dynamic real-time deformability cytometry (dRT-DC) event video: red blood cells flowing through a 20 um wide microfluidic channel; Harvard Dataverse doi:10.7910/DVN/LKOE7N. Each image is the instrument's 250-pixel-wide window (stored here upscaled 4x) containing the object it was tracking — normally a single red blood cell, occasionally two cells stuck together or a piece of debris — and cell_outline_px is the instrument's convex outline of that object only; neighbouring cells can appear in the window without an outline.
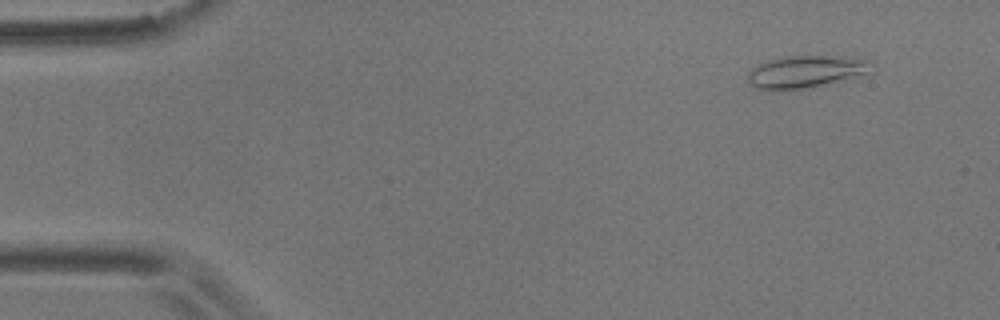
{"species": "common noctule bat (a hibernating species)", "species_latin": "Nyctalus noctula", "temperature_condition": "room temperature", "stored_images_in_passage": 6, "camera_frame_rate_fps": 3000, "um_per_image_px": 0.085, "animal": {"sex": "male", "body_mass_g": 17.9}, "frame": {"image": 1, "passage_image": 2, "time_ms": 1.333, "image_size_px": [1000, 320], "cell_outline_px": [[876, 72], [804, 88], [772, 92], [756, 88], [748, 80], [748, 72], [752, 68], [768, 60], [784, 56], [828, 56], [872, 60], [876, 68]], "centroid_in_image_um": [68.53, 6.1], "position_along_channel_um": 16.5, "area_um2": 23.47}}
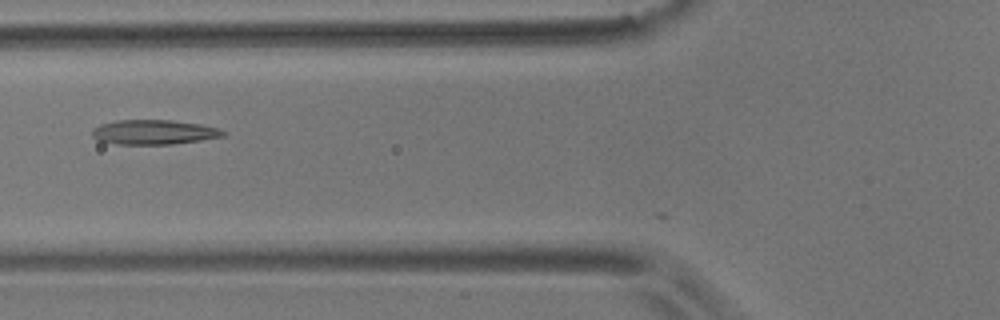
{"frame": {"image": 2, "passage_image": 6, "time_ms": 6.667, "image_size_px": [1000, 320], "cell_outline_px": [[228, 132], [224, 136], [200, 140], [172, 144], [116, 144], [100, 140], [92, 136], [92, 128], [100, 124], [116, 120], [172, 120], [200, 124], [216, 128]], "centroid_in_image_um": [13.07, 11.22], "position_along_channel_um": 112.7, "area_um2": 18.73}}